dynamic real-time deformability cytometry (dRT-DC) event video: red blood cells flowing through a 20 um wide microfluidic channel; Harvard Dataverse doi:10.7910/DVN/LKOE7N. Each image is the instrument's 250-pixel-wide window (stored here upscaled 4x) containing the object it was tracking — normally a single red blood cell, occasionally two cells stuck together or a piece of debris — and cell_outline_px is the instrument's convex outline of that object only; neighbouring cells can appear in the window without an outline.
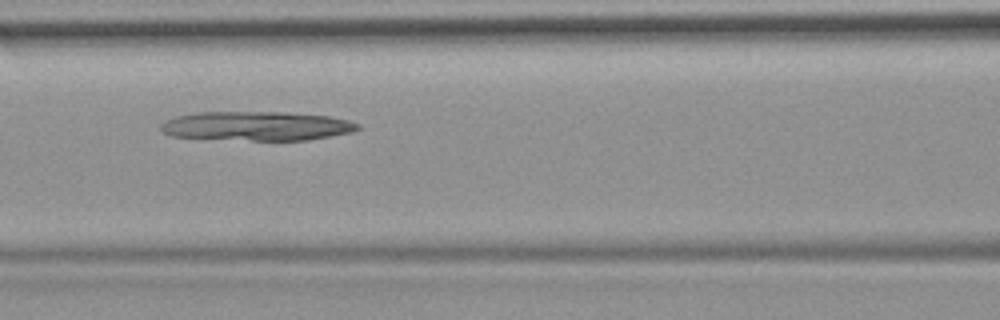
{"species": "common noctule bat (a hibernating species)", "species_latin": "Nyctalus noctula", "temperature_condition": "room temperature", "stored_images_in_passage": 7, "camera_frame_rate_fps": 3000, "um_per_image_px": 0.085, "animal": {"sex": "female", "body_mass_g": 19.9}, "frame": {"image": 1, "passage_image": 5, "time_ms": 4.667, "image_size_px": [1000, 320], "cell_outline_px": [[360, 128], [352, 132], [308, 140], [252, 140], [172, 136], [164, 132], [160, 128], [160, 124], [164, 120], [176, 116], [196, 112], [284, 112], [328, 116], [348, 120], [360, 124]], "centroid_in_image_um": [21.82, 10.7], "position_along_channel_um": 144.8, "area_um2": 33.35}}
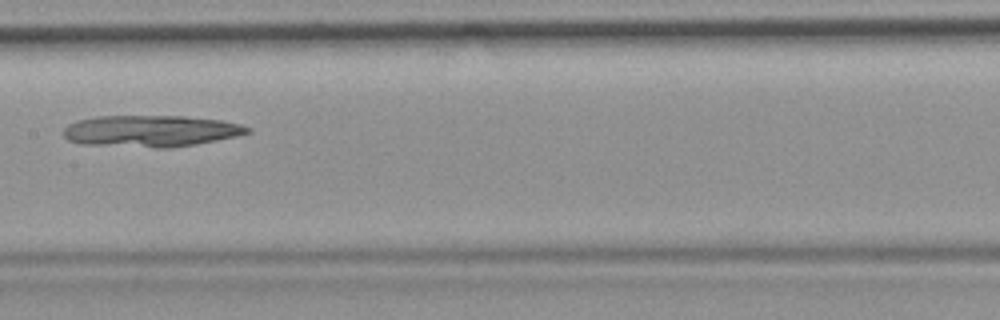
{"frame": {"image": 2, "passage_image": 6, "time_ms": 6.0, "image_size_px": [1000, 320], "cell_outline_px": [[252, 132], [236, 136], [196, 144], [172, 148], [152, 148], [80, 144], [68, 140], [64, 136], [64, 128], [68, 124], [80, 120], [96, 116], [184, 116], [220, 120], [240, 124], [252, 128]], "centroid_in_image_um": [12.82, 11.14], "position_along_channel_um": 194.6, "area_um2": 34.04}}